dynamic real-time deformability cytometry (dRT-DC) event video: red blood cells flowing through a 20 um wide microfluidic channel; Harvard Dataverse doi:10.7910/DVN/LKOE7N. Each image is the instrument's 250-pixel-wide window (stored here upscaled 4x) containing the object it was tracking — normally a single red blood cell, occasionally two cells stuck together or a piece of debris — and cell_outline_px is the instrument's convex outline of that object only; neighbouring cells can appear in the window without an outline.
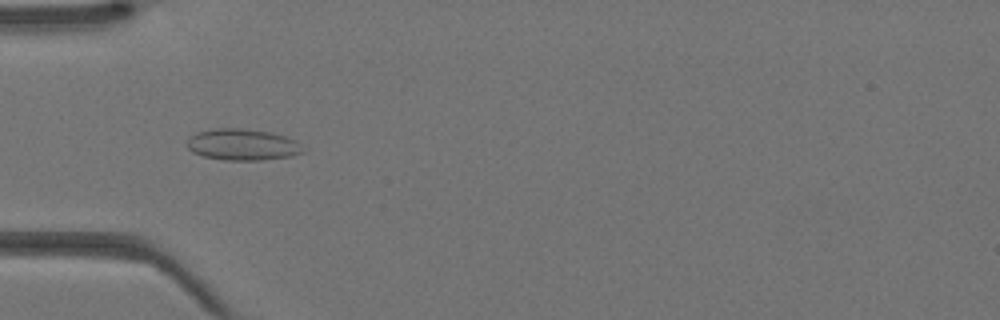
{"species": "Egyptian fruit bat (a non-hibernating species)", "species_latin": "Rousettus aegyptiacus", "temperature_condition": "warm", "stored_images_in_passage": 43, "camera_frame_rate_fps": 3000, "um_per_image_px": 0.085, "animal": {"sex": "female"}, "frame": {"image": 1, "passage_image": 14, "time_ms": 4.333, "image_size_px": [1000, 320], "cell_outline_px": [[304, 152], [292, 156], [260, 160], [224, 160], [204, 156], [192, 152], [188, 148], [188, 140], [196, 132], [216, 128], [240, 128], [272, 132], [296, 140], [300, 144]], "centroid_in_image_um": [20.63, 12.29], "position_along_channel_um": 64.4, "area_um2": 21.15}}
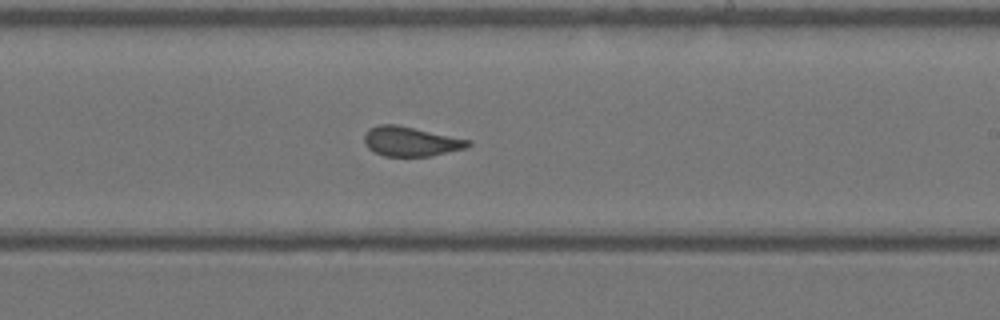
{"frame": {"image": 2, "passage_image": 26, "time_ms": 8.333, "image_size_px": [1000, 320], "cell_outline_px": [[472, 144], [464, 148], [432, 156], [384, 156], [368, 148], [364, 144], [364, 136], [368, 128], [380, 124], [396, 124], [472, 140]], "centroid_in_image_um": [34.9, 12.01], "position_along_channel_um": 254.1, "area_um2": 17.92}}
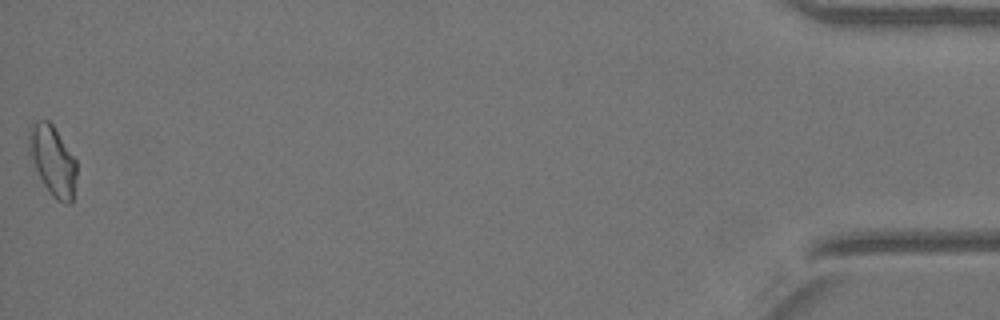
{"frame": {"image": 3, "passage_image": 43, "time_ms": 14.0, "image_size_px": [1000, 320], "cell_outline_px": [[76, 176], [72, 204], [64, 204], [56, 200], [52, 196], [44, 184], [28, 152], [28, 136], [36, 120], [48, 120], [52, 124], [76, 160]], "centroid_in_image_um": [4.49, 13.68], "position_along_channel_um": 430.7, "area_um2": 19.13}}